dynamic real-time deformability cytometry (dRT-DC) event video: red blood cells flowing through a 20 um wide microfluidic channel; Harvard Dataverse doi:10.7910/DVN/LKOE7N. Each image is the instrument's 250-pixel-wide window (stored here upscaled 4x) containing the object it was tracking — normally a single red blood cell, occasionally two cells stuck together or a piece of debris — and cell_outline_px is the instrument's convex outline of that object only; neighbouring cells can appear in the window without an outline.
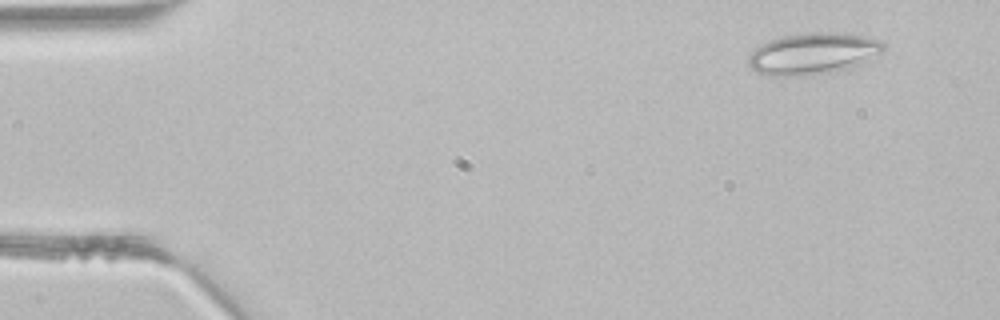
{"species": "common noctule bat (a hibernating species)", "species_latin": "Nyctalus noctula", "temperature_condition": "room temperature", "stored_images_in_passage": 3, "camera_frame_rate_fps": 3000, "um_per_image_px": 0.085, "animal": {"sex": "male", "body_mass_g": 21.5, "forearm_length_mm": 52.0}, "frame": {"image": 1, "passage_image": 1, "time_ms": 0.0, "image_size_px": [1000, 320], "cell_outline_px": [[884, 48], [880, 52], [848, 68], [828, 72], [800, 76], [772, 76], [756, 72], [748, 64], [748, 56], [760, 44], [768, 40], [784, 36], [804, 32], [848, 32], [884, 40]], "centroid_in_image_um": [69.07, 4.52], "position_along_channel_um": 15.9, "area_um2": 32.66}}